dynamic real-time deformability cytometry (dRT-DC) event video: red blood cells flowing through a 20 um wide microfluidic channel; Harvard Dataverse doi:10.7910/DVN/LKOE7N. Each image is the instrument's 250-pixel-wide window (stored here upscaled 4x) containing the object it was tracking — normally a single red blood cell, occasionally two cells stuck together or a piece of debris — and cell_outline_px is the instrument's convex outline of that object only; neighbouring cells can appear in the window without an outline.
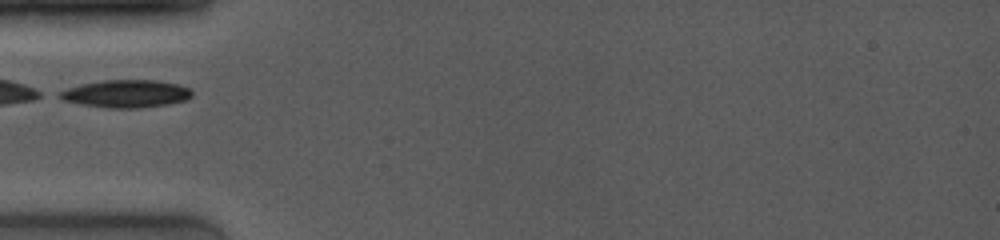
{"species": "common noctule bat (a hibernating species)", "species_latin": "Nyctalus noctula", "temperature_condition": "room temperature", "stored_images_in_passage": 1, "camera_frame_rate_fps": 4000, "um_per_image_px": 0.085, "animal": {"sex": "female", "body_mass_g": 19.0, "forearm_length_mm": 53.3}, "frame": {"image": 1, "passage_image": 1, "time_ms": 0.0, "image_size_px": [1000, 240], "cell_outline_px": [[192, 96], [188, 100], [168, 104], [140, 108], [108, 108], [80, 104], [60, 100], [52, 96], [68, 88], [80, 84], [104, 80], [156, 80], [180, 84], [188, 88], [192, 92]], "centroid_in_image_um": [10.68, 7.97], "position_along_channel_um": 74.3, "area_um2": 21.68}}